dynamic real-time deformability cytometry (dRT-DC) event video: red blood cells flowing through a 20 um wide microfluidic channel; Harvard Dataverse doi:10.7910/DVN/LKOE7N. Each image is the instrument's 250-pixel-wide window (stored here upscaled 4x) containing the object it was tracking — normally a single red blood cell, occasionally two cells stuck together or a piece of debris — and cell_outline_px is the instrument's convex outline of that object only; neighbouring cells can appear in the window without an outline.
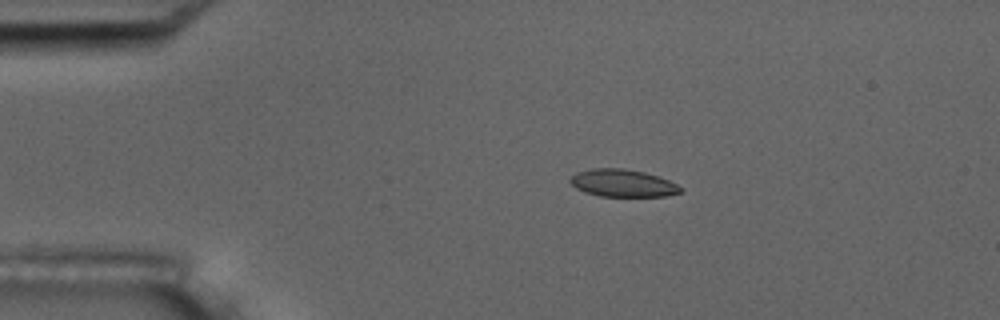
{"species": "common noctule bat (a hibernating species)", "species_latin": "Nyctalus noctula", "temperature_condition": "room temperature", "stored_images_in_passage": 7, "camera_frame_rate_fps": 3000, "um_per_image_px": 0.085, "animal": {"sex": "male", "body_mass_g": 17.5, "forearm_length_mm": 52.3}, "frame": {"image": 1, "passage_image": 4, "time_ms": 3.333, "image_size_px": [1000, 320], "cell_outline_px": [[684, 188], [680, 192], [668, 196], [600, 196], [584, 192], [576, 188], [568, 180], [576, 172], [592, 168], [624, 168], [644, 172], [660, 176]], "centroid_in_image_um": [52.93, 15.56], "position_along_channel_um": 32.1, "area_um2": 17.74}}
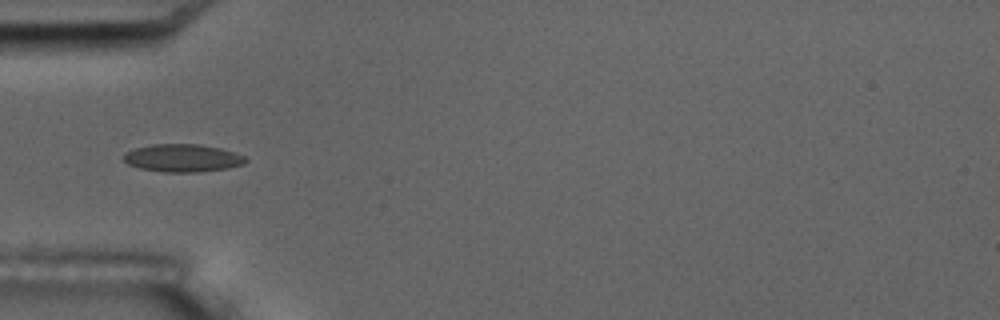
{"frame": {"image": 2, "passage_image": 6, "time_ms": 5.667, "image_size_px": [1000, 320], "cell_outline_px": [[248, 160], [244, 164], [228, 168], [196, 172], [164, 172], [140, 168], [128, 164], [124, 160], [124, 152], [136, 148], [152, 144], [200, 144], [220, 148], [244, 156]], "centroid_in_image_um": [15.52, 13.43], "position_along_channel_um": 69.5, "area_um2": 19.65}}